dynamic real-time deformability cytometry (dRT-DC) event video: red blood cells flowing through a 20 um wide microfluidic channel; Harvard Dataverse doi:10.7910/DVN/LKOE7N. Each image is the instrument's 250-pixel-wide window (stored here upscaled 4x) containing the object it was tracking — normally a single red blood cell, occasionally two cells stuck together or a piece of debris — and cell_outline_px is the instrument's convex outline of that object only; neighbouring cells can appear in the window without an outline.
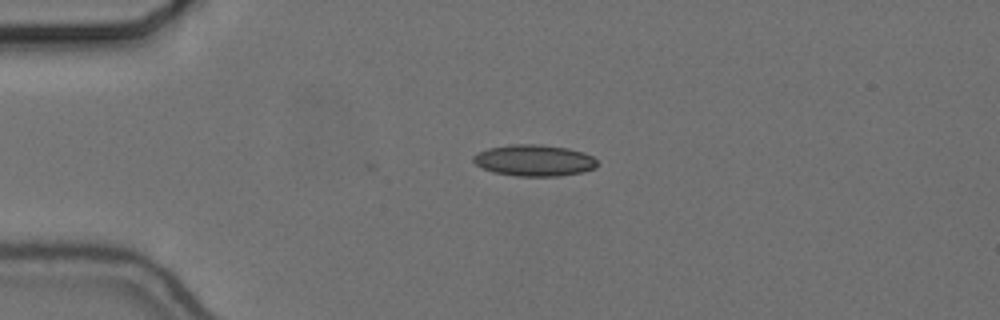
{"species": "common noctule bat (a hibernating species)", "species_latin": "Nyctalus noctula", "temperature_condition": "cold", "stored_images_in_passage": 3, "camera_frame_rate_fps": 3000, "um_per_image_px": 0.085, "animal": {"sex": "female", "body_mass_g": 24.6, "forearm_length_mm": 56.2}, "frame": {"image": 1, "passage_image": 3, "time_ms": 0.667, "image_size_px": [1000, 320], "cell_outline_px": [[600, 164], [596, 168], [584, 172], [560, 176], [516, 176], [492, 172], [476, 164], [472, 160], [472, 156], [476, 152], [488, 148], [512, 144], [540, 144], [568, 148], [584, 152], [592, 156]], "centroid_in_image_um": [45.42, 13.63], "position_along_channel_um": 39.6, "area_um2": 23.0}}